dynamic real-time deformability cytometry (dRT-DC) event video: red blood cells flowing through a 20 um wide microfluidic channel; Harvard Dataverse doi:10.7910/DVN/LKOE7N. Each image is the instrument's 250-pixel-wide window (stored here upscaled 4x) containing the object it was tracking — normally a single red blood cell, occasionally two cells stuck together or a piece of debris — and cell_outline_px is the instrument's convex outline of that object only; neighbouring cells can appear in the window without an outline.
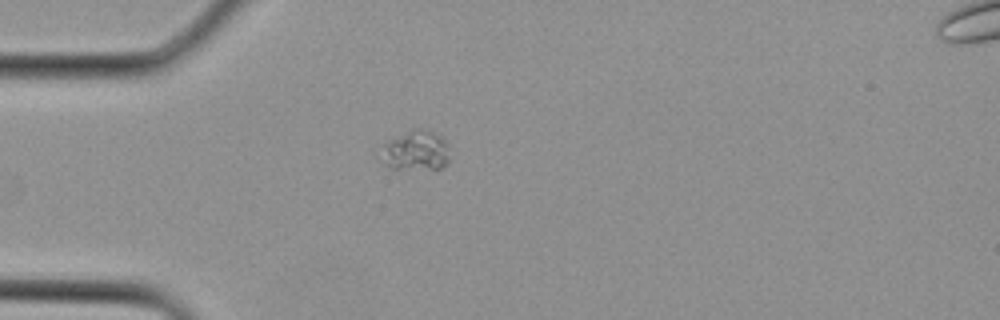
{"species": "Egyptian fruit bat (a non-hibernating species)", "species_latin": "Rousettus aegyptiacus", "temperature_condition": "cold", "stored_images_in_passage": 1, "camera_frame_rate_fps": 3000, "um_per_image_px": 0.085, "animal": {"sex": "female"}, "frame": {"image": 1, "passage_image": 1, "time_ms": 0.0, "image_size_px": [1000, 320], "cell_outline_px": [[448, 160], [440, 168], [392, 168], [388, 164], [384, 144], [388, 140], [412, 128], [424, 128], [436, 132], [448, 140]], "centroid_in_image_um": [35.46, 12.72], "position_along_channel_um": 49.5, "area_um2": 15.49}}